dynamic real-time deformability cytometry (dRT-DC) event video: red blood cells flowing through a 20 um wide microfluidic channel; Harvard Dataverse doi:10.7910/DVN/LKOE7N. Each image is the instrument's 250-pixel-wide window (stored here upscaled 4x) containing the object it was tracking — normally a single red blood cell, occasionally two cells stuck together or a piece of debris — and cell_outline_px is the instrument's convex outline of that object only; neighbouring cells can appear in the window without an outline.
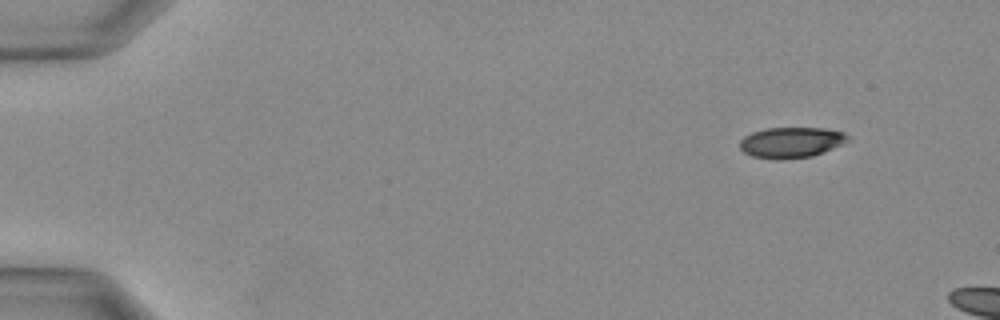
{"species": "Egyptian fruit bat (a non-hibernating species)", "species_latin": "Rousettus aegyptiacus", "temperature_condition": "warm", "stored_images_in_passage": 6, "camera_frame_rate_fps": 3000, "um_per_image_px": 0.085, "animal": {"sex": "female"}, "frame": {"image": 1, "passage_image": 1, "time_ms": 0.0, "image_size_px": [1000, 320], "cell_outline_px": [[852, 140], [824, 152], [812, 156], [752, 156], [744, 152], [740, 148], [740, 140], [744, 136], [752, 132], [764, 128], [824, 128], [844, 132]], "centroid_in_image_um": [67.31, 12.04], "position_along_channel_um": 17.7, "area_um2": 18.61}}